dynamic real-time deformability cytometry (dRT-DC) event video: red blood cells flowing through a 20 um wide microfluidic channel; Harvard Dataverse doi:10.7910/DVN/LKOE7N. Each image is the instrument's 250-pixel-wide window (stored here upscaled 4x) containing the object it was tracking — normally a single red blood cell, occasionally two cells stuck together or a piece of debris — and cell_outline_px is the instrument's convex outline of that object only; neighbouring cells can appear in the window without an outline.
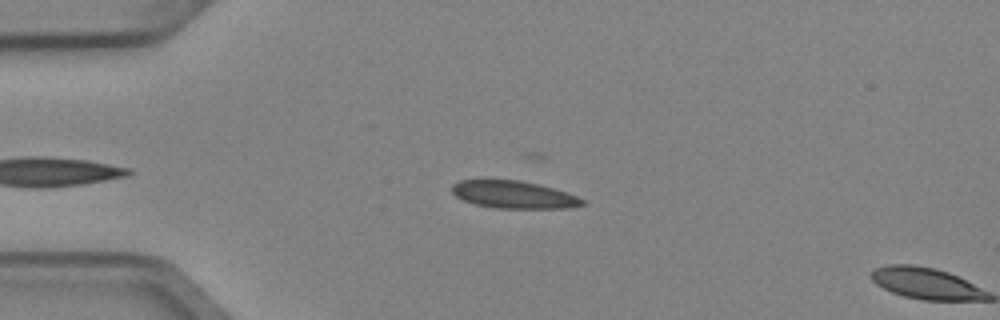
{"species": "Egyptian fruit bat (a non-hibernating species)", "species_latin": "Rousettus aegyptiacus", "temperature_condition": "cold", "stored_images_in_passage": 3, "camera_frame_rate_fps": 3000, "um_per_image_px": 0.085, "animal": {"sex": "female"}, "frame": {"image": 1, "passage_image": 2, "time_ms": 0.333, "image_size_px": [1000, 320], "cell_outline_px": [[584, 204], [564, 208], [496, 208], [476, 204], [464, 200], [456, 196], [452, 192], [452, 184], [460, 180], [480, 176], [488, 176], [520, 180], [540, 184], [568, 192], [584, 200]], "centroid_in_image_um": [43.56, 16.47], "position_along_channel_um": 41.4, "area_um2": 21.73}}